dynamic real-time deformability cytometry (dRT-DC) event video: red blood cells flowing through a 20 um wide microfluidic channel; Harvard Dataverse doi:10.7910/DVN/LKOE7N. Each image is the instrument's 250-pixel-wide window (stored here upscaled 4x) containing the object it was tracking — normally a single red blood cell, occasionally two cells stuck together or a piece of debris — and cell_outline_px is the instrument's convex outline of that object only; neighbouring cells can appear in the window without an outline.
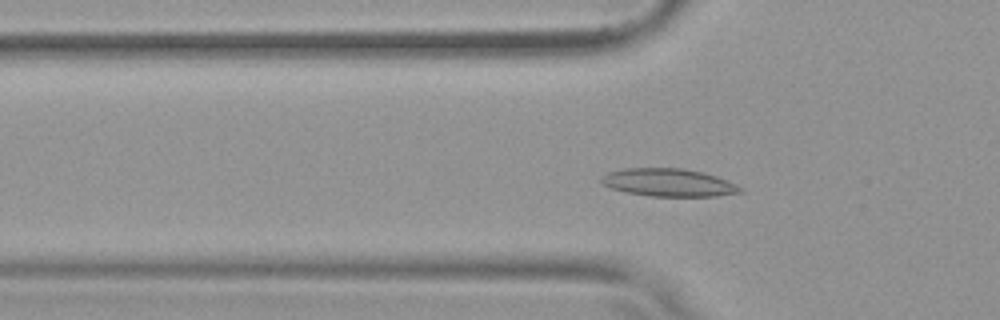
{"species": "common noctule bat (a hibernating species)", "species_latin": "Nyctalus noctula", "temperature_condition": "warm", "stored_images_in_passage": 52, "camera_frame_rate_fps": 3000, "um_per_image_px": 0.085, "animal": {"sex": "female", "body_mass_g": 19.9}, "frame": {"image": 1, "passage_image": 16, "time_ms": 5.0, "image_size_px": [1000, 320], "cell_outline_px": [[744, 192], [716, 196], [648, 196], [624, 192], [600, 184], [600, 176], [608, 172], [624, 168], [684, 168], [704, 172], [716, 176], [736, 184], [744, 188]], "centroid_in_image_um": [56.81, 15.51], "position_along_channel_um": 69.0, "area_um2": 22.83}}
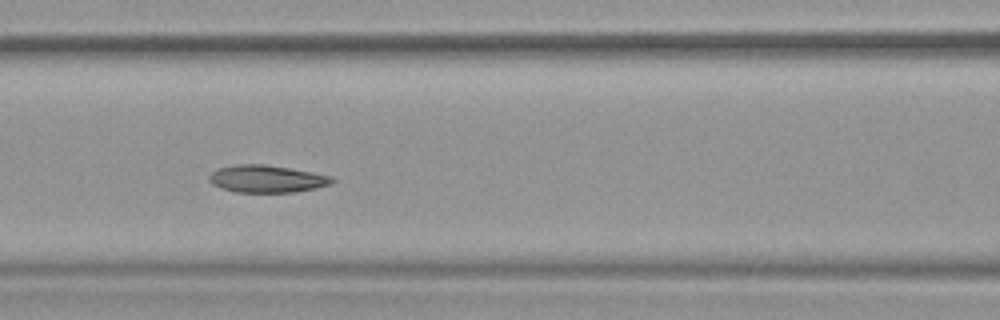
{"frame": {"image": 2, "passage_image": 22, "time_ms": 7.0, "image_size_px": [1000, 320], "cell_outline_px": [[336, 180], [332, 184], [316, 188], [296, 192], [236, 192], [220, 188], [212, 184], [208, 180], [208, 176], [216, 168], [232, 164], [264, 164], [312, 172], [332, 176]], "centroid_in_image_um": [22.65, 15.2], "position_along_channel_um": 143.9, "area_um2": 19.83}}
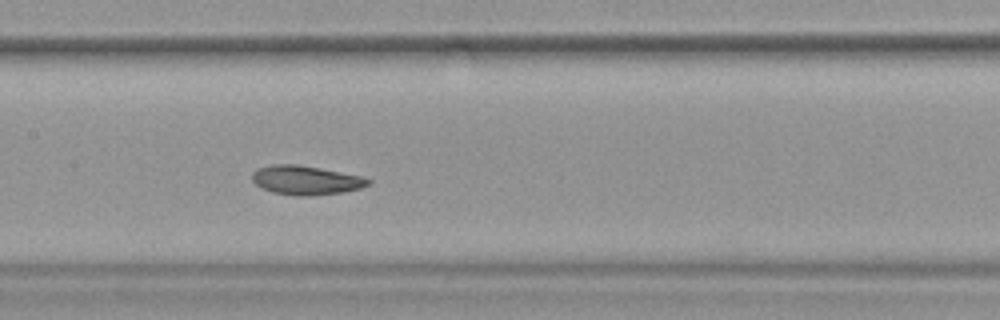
{"frame": {"image": 3, "passage_image": 25, "time_ms": 8.0, "image_size_px": [1000, 320], "cell_outline_px": [[372, 184], [360, 188], [344, 192], [308, 196], [292, 196], [272, 192], [260, 188], [252, 180], [252, 172], [256, 168], [272, 164], [296, 164], [320, 168], [364, 176], [372, 180]], "centroid_in_image_um": [26.0, 15.32], "position_along_channel_um": 181.4, "area_um2": 20.06}, "authors_computed_cell_mechanics": {"area_um2": 20.519, "velocity_mm_per_s": 3.7629, "shape_relaxation_time_tau1_ms": 6.7567, "shape_relaxation_time_tau2_ms": 4.6366, "deformation_change_tau1": 0.1423, "deformation_change_tau2": 0.0966}}